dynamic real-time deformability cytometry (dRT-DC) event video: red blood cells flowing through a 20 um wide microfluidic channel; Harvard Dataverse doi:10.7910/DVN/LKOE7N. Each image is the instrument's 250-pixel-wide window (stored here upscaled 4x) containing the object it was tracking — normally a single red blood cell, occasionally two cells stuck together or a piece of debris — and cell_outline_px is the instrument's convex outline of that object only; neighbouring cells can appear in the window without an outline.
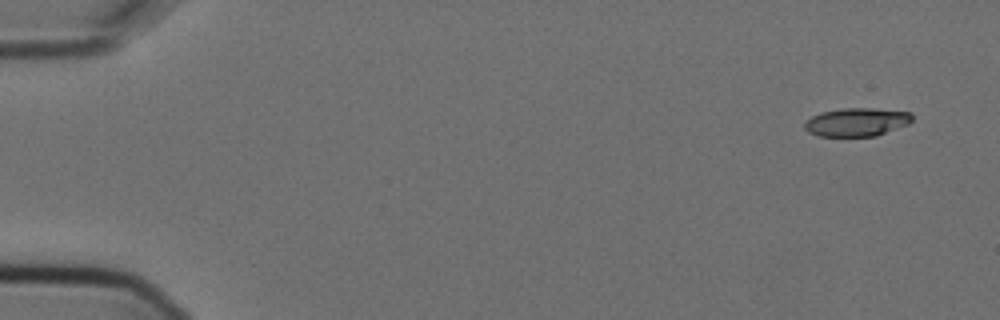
{"species": "Egyptian fruit bat (a non-hibernating species)", "species_latin": "Rousettus aegyptiacus", "temperature_condition": "cold", "stored_images_in_passage": 6, "camera_frame_rate_fps": 3000, "um_per_image_px": 0.085, "animal": {"sex": "female"}, "frame": {"image": 1, "passage_image": 1, "time_ms": 0.0, "image_size_px": [1000, 320], "cell_outline_px": [[912, 120], [908, 124], [876, 136], [816, 136], [808, 132], [804, 128], [804, 124], [812, 116], [820, 112], [844, 108], [872, 108], [912, 112]], "centroid_in_image_um": [72.81, 10.37], "position_along_channel_um": 12.2, "area_um2": 17.8}}
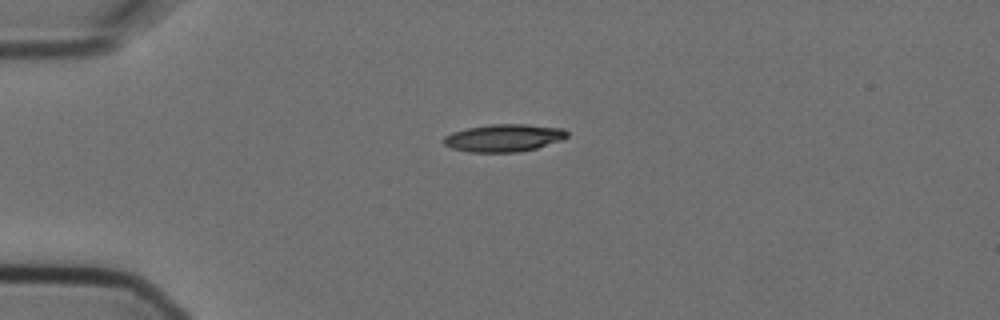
{"frame": {"image": 2, "passage_image": 4, "time_ms": 1.0, "image_size_px": [1000, 320], "cell_outline_px": [[568, 136], [560, 140], [536, 148], [516, 152], [468, 152], [452, 148], [444, 144], [440, 140], [444, 136], [452, 132], [468, 128], [488, 124], [524, 124], [564, 128], [568, 132]], "centroid_in_image_um": [42.79, 11.71], "position_along_channel_um": 42.2, "area_um2": 19.83}}
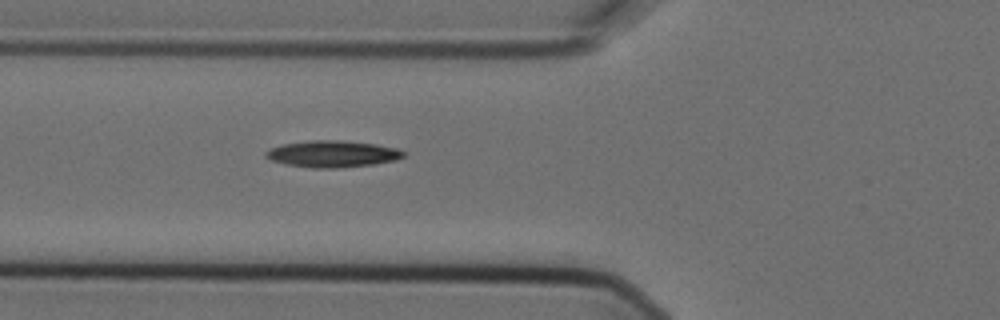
{"frame": {"image": 3, "passage_image": 6, "time_ms": 1.667, "image_size_px": [1000, 320], "cell_outline_px": [[404, 156], [396, 160], [372, 164], [336, 168], [312, 168], [288, 164], [272, 160], [264, 156], [264, 152], [272, 148], [284, 144], [312, 140], [340, 140], [376, 144], [400, 148], [404, 152]], "centroid_in_image_um": [28.29, 13.08], "position_along_channel_um": 97.5, "area_um2": 21.21}}